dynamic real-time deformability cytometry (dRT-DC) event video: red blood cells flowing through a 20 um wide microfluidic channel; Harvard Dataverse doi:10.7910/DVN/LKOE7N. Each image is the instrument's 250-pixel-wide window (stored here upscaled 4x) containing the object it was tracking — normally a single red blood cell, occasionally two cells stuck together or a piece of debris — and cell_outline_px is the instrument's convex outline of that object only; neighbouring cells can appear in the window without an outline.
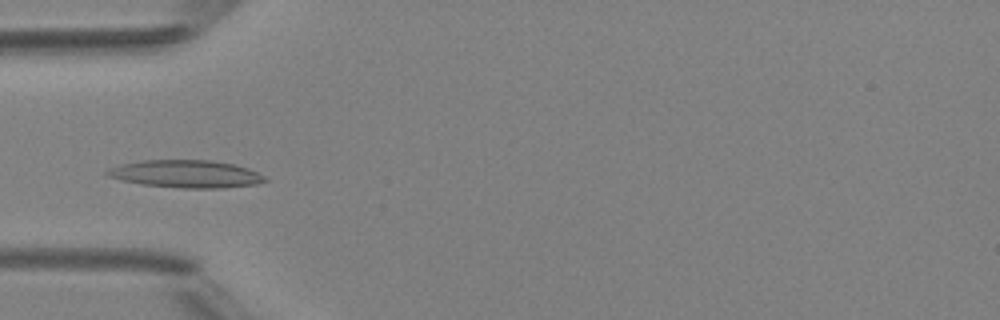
{"species": "Egyptian fruit bat (a non-hibernating species)", "species_latin": "Rousettus aegyptiacus", "temperature_condition": "room temperature", "stored_images_in_passage": 37, "camera_frame_rate_fps": 3000, "um_per_image_px": 0.085, "animal": {"sex": "female"}, "frame": {"image": 1, "passage_image": 6, "time_ms": 1.667, "image_size_px": [1000, 320], "cell_outline_px": [[268, 180], [256, 184], [224, 188], [184, 188], [140, 184], [108, 176], [104, 172], [108, 168], [120, 164], [144, 160], [212, 160], [236, 164], [248, 168], [264, 176]], "centroid_in_image_um": [15.82, 14.78], "position_along_channel_um": 69.2, "area_um2": 25.37}}
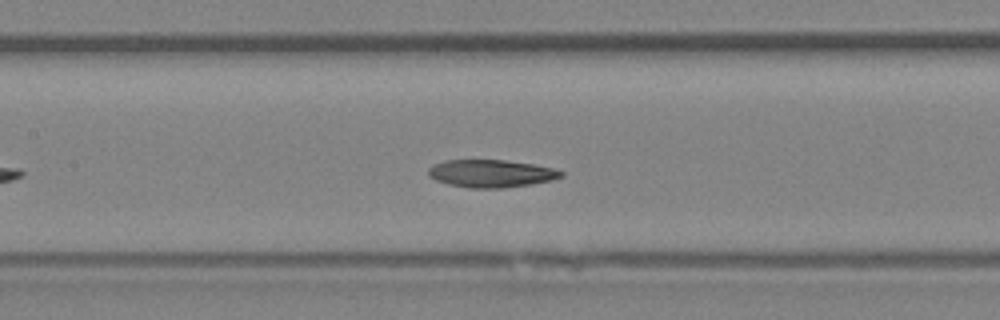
{"frame": {"image": 2, "passage_image": 13, "time_ms": 4.0, "image_size_px": [1000, 320], "cell_outline_px": [[564, 176], [552, 180], [504, 188], [468, 188], [448, 184], [436, 180], [428, 176], [428, 168], [444, 160], [504, 160], [532, 164], [552, 168], [564, 172]], "centroid_in_image_um": [41.73, 14.75], "position_along_channel_um": 165.7, "area_um2": 21.27}}
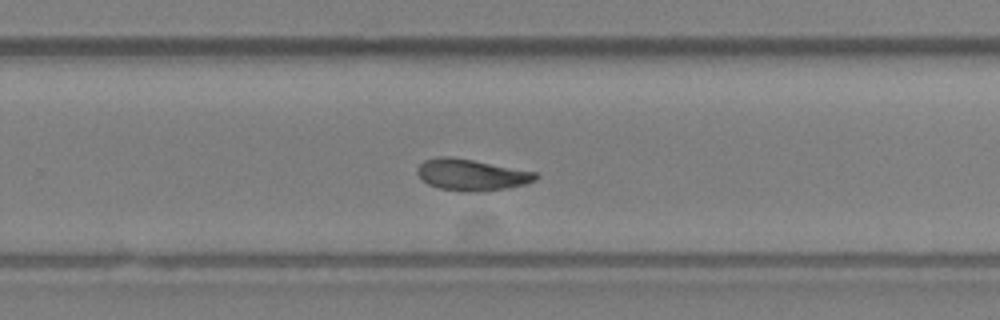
{"frame": {"image": 3, "passage_image": 22, "time_ms": 7.0, "image_size_px": [1000, 320], "cell_outline_px": [[540, 176], [536, 180], [524, 184], [508, 188], [476, 192], [460, 192], [440, 188], [428, 184], [416, 172], [416, 168], [424, 160], [436, 156], [452, 156], [536, 172]], "centroid_in_image_um": [40.06, 14.85], "position_along_channel_um": 289.7, "area_um2": 21.79}, "authors_computed_cell_mechanics": {"area_um2": 20.9814, "velocity_mm_per_s": 4.1456, "shape_relaxation_time_tau1_ms": null, "shape_relaxation_time_tau2_ms": 3.706, "deformation_change_tau1": null, "deformation_change_tau2": 0.1074}}